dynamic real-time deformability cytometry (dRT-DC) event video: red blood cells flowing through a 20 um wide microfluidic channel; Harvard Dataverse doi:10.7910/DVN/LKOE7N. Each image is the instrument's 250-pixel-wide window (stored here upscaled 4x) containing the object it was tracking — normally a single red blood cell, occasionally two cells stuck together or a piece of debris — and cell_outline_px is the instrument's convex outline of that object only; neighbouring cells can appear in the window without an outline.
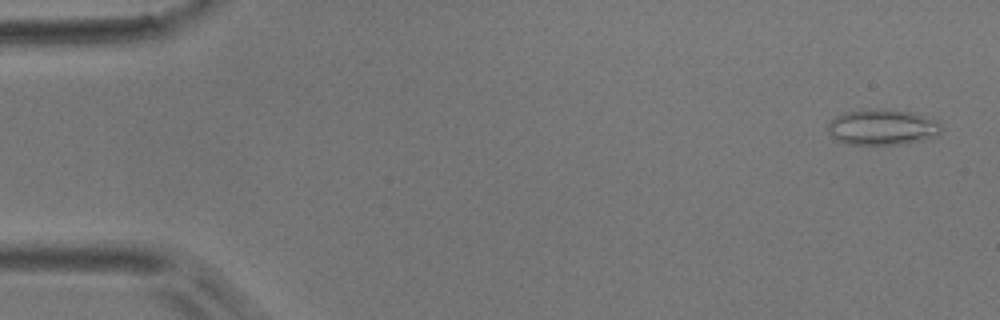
{"species": "common noctule bat (a hibernating species)", "species_latin": "Nyctalus noctula", "temperature_condition": "room temperature", "stored_images_in_passage": 4, "camera_frame_rate_fps": 3000, "um_per_image_px": 0.085, "animal": {"sex": "male", "body_mass_g": 17.9}, "frame": {"image": 1, "passage_image": 1, "time_ms": 0.0, "image_size_px": [1000, 320], "cell_outline_px": [[940, 132], [936, 136], [924, 140], [900, 144], [848, 144], [836, 140], [828, 132], [828, 124], [836, 116], [844, 112], [864, 108], [888, 108], [912, 112], [936, 120], [940, 124]], "centroid_in_image_um": [74.98, 10.78], "position_along_channel_um": 10.0, "area_um2": 23.87}}